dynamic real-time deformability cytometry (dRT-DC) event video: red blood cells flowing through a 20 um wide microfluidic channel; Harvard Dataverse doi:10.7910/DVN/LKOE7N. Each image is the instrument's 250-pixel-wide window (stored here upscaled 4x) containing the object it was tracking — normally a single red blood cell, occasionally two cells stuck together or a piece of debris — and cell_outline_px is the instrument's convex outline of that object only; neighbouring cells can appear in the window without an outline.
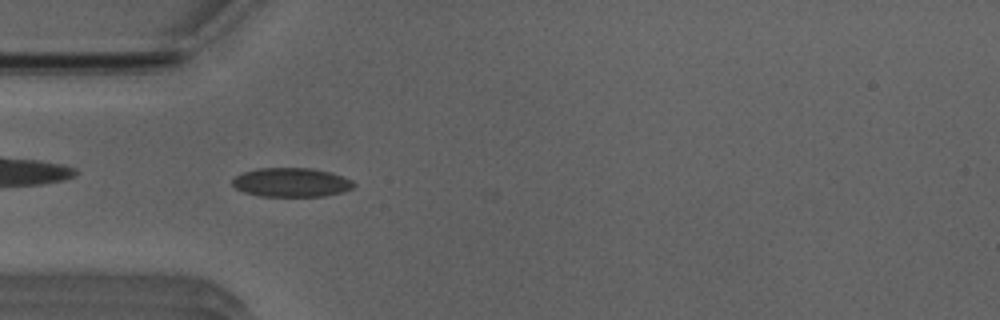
{"species": "Egyptian fruit bat (a non-hibernating species)", "species_latin": "Rousettus aegyptiacus", "temperature_condition": "room temperature", "stored_images_in_passage": 7, "camera_frame_rate_fps": 3000, "um_per_image_px": 0.085, "animal": {"sex": "male"}, "frame": {"image": 1, "passage_image": 3, "time_ms": 0.667, "image_size_px": [1000, 320], "cell_outline_px": [[356, 184], [352, 188], [344, 192], [324, 196], [260, 196], [244, 192], [236, 188], [232, 184], [232, 180], [236, 176], [244, 172], [256, 168], [312, 168], [332, 172], [352, 180]], "centroid_in_image_um": [24.79, 15.5], "position_along_channel_um": 60.2, "area_um2": 20.63}}